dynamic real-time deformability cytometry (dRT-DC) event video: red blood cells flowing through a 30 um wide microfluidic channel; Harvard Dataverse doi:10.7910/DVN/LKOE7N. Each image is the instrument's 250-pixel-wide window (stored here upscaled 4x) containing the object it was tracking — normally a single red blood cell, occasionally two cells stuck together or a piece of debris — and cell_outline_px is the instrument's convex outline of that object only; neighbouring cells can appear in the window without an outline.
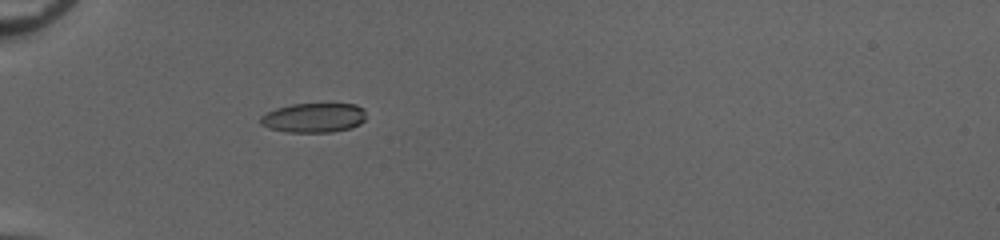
{"species": "common noctule bat (a hibernating species)", "species_latin": "Nyctalus noctula", "temperature_condition": "cold", "stored_images_in_passage": 54, "camera_frame_rate_fps": 3000, "um_per_image_px": 0.085, "animal": {"sex": "female", "body_mass_g": 20.0, "forearm_length_mm": 54.0}, "frame": {"image": 1, "passage_image": 20, "time_ms": 6.333, "image_size_px": [1000, 240], "cell_outline_px": [[364, 120], [360, 124], [352, 128], [332, 132], [288, 132], [268, 128], [260, 124], [260, 116], [276, 108], [292, 104], [356, 104], [364, 108]], "centroid_in_image_um": [26.67, 10.01], "position_along_channel_um": 58.3, "area_um2": 18.21}}
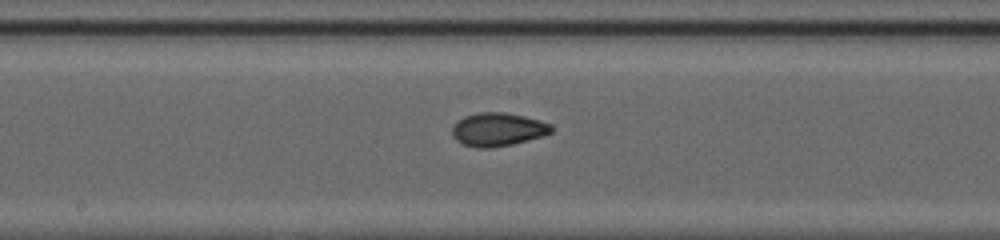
{"frame": {"image": 2, "passage_image": 32, "time_ms": 10.333, "image_size_px": [1000, 240], "cell_outline_px": [[552, 132], [544, 136], [512, 144], [488, 148], [476, 148], [464, 144], [456, 140], [452, 136], [452, 128], [456, 120], [464, 116], [476, 112], [504, 112], [524, 116], [540, 120], [552, 124]], "centroid_in_image_um": [42.31, 10.99], "position_along_channel_um": 205.9, "area_um2": 19.48}}
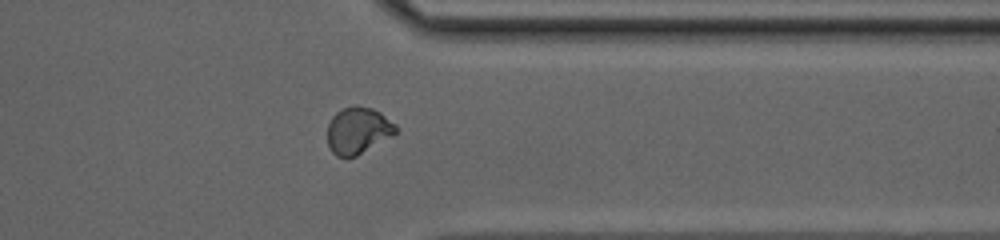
{"frame": {"image": 3, "passage_image": 45, "time_ms": 14.667, "image_size_px": [1000, 240], "cell_outline_px": [[396, 132], [392, 136], [356, 156], [336, 156], [332, 152], [328, 144], [328, 124], [332, 116], [340, 108], [356, 104], [372, 108], [380, 112], [396, 124]], "centroid_in_image_um": [30.42, 11.06], "position_along_channel_um": 381.0, "area_um2": 18.67}, "authors_computed_cell_mechanics": {"area_um2": 18.3515, "velocity_mm_per_s": 4.0823, "shape_relaxation_time_tau1_ms": 5.9013, "shape_relaxation_time_tau2_ms": 1.0908, "deformation_change_tau1": 0.1943, "deformation_change_tau2": 0.0443}}